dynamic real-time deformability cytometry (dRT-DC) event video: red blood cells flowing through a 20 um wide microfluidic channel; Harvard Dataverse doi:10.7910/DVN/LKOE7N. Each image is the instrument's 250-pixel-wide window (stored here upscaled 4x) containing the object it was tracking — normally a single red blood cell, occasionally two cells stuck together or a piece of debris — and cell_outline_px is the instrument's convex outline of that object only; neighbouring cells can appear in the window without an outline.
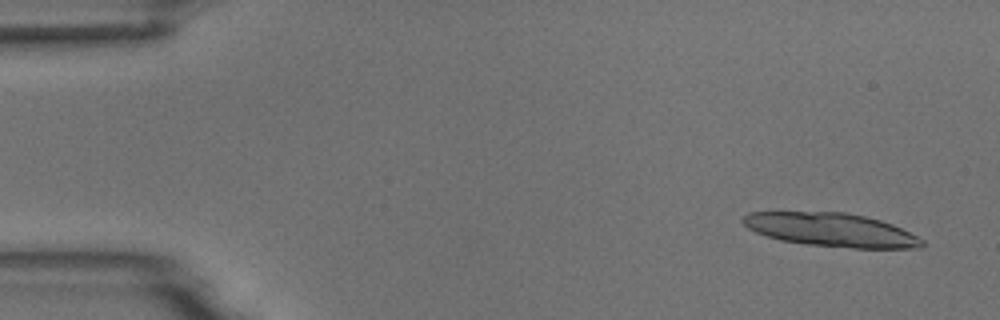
{"species": "common noctule bat (a hibernating species)", "species_latin": "Nyctalus noctula", "temperature_condition": "room temperature", "stored_images_in_passage": 15, "camera_frame_rate_fps": 3000, "um_per_image_px": 0.085, "animal": {"sex": "male", "body_mass_g": 18.8}, "frame": {"image": 1, "passage_image": 3, "time_ms": 0.667, "image_size_px": [1000, 320], "cell_outline_px": [[924, 244], [920, 248], [852, 248], [808, 244], [780, 240], [756, 232], [748, 228], [740, 220], [748, 212], [848, 212], [880, 220], [892, 224], [924, 240]], "centroid_in_image_um": [70.64, 19.53], "position_along_channel_um": 14.4, "area_um2": 34.8}}